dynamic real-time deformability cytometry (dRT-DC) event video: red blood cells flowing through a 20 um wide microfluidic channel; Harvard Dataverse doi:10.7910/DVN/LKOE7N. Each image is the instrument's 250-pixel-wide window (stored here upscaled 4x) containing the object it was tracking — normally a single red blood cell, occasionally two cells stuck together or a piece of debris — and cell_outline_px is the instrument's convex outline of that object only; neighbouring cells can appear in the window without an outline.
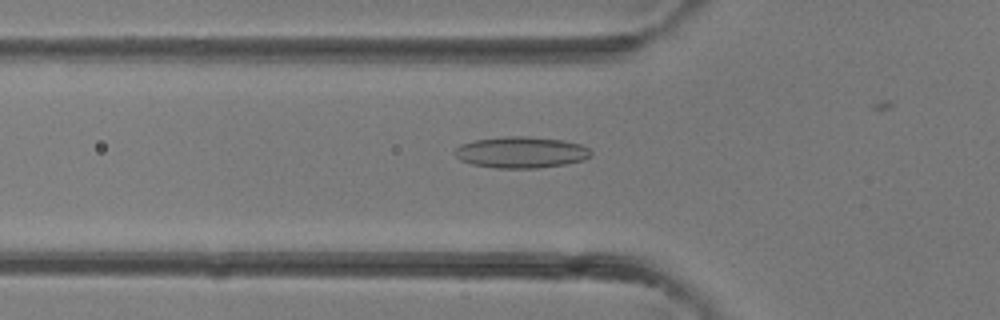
{"species": "common noctule bat (a hibernating species)", "species_latin": "Nyctalus noctula", "temperature_condition": "room temperature", "stored_images_in_passage": 31, "camera_frame_rate_fps": 3000, "um_per_image_px": 0.085, "animal": {"sex": "female"}, "frame": {"image": 1, "passage_image": 5, "time_ms": 1.333, "image_size_px": [1000, 320], "cell_outline_px": [[592, 156], [584, 160], [564, 164], [536, 168], [496, 168], [472, 164], [460, 160], [456, 156], [456, 148], [460, 144], [476, 140], [504, 136], [528, 136], [564, 140], [580, 144], [588, 148], [592, 152]], "centroid_in_image_um": [44.32, 12.94], "position_along_channel_um": 81.5, "area_um2": 24.85}}
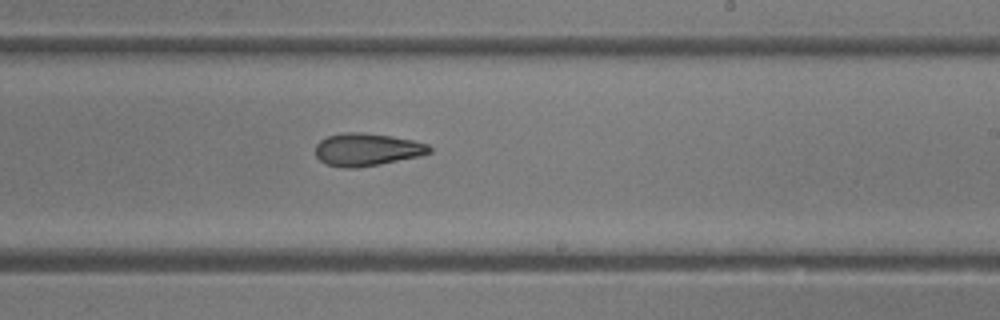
{"frame": {"image": 2, "passage_image": 15, "time_ms": 4.667, "image_size_px": [1000, 320], "cell_outline_px": [[432, 152], [420, 156], [380, 164], [356, 168], [344, 168], [328, 164], [320, 160], [316, 156], [316, 144], [320, 140], [328, 136], [344, 132], [360, 132], [392, 136], [412, 140], [428, 144], [432, 148]], "centroid_in_image_um": [31.2, 12.71], "position_along_channel_um": 257.8, "area_um2": 21.68}}
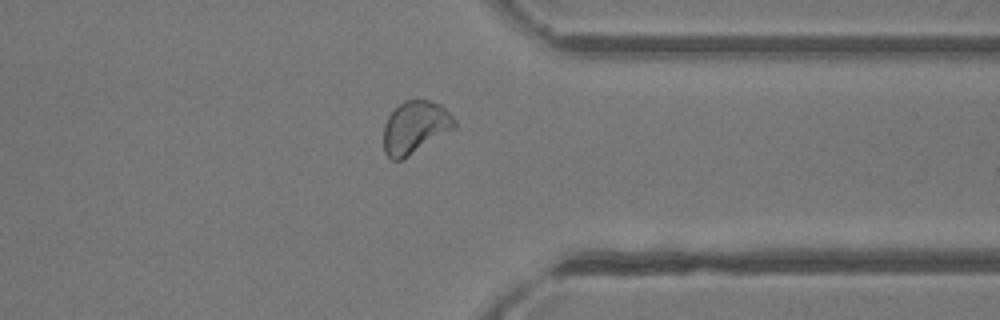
{"frame": {"image": 3, "passage_image": 23, "time_ms": 7.333, "image_size_px": [1000, 320], "cell_outline_px": [[456, 128], [408, 156], [400, 160], [392, 160], [384, 152], [384, 124], [388, 116], [404, 100], [428, 100], [440, 104], [456, 120]], "centroid_in_image_um": [35.29, 10.82], "position_along_channel_um": 376.1, "area_um2": 21.56}}